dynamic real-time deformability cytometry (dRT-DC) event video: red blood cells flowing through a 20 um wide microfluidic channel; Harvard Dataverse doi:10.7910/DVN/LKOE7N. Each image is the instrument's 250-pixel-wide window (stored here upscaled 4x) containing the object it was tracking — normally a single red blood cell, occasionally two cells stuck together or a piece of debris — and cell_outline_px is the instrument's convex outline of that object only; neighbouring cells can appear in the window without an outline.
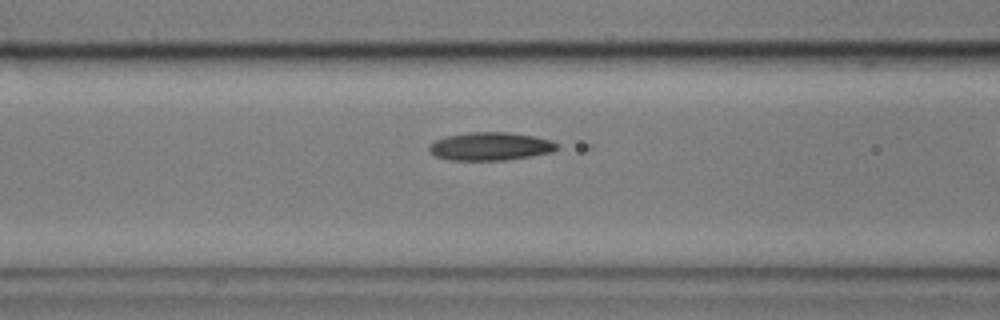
{"species": "common noctule bat (a hibernating species)", "species_latin": "Nyctalus noctula", "temperature_condition": "cold", "stored_images_in_passage": 16, "camera_frame_rate_fps": 3000, "um_per_image_px": 0.085, "animal": {"sex": "male", "body_mass_g": 17.9}, "frame": {"image": 1, "passage_image": 14, "time_ms": 4.333, "image_size_px": [1000, 320], "cell_outline_px": [[560, 148], [552, 152], [504, 160], [448, 160], [436, 156], [428, 148], [436, 140], [448, 136], [472, 132], [512, 132], [552, 140]], "centroid_in_image_um": [41.71, 12.44], "position_along_channel_um": 124.9, "area_um2": 20.69}}